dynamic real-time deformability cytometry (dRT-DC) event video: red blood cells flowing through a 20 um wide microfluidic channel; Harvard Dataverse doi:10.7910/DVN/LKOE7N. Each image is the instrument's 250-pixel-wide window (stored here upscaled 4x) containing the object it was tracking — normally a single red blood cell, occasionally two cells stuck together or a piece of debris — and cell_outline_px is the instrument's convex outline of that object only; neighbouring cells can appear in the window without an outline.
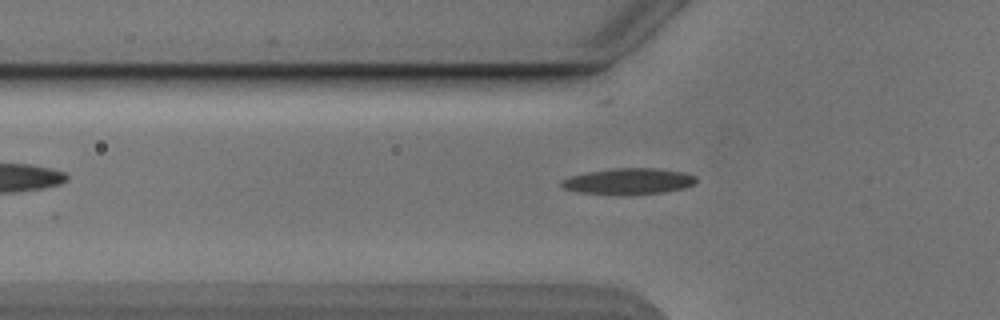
{"species": "Egyptian fruit bat (a non-hibernating species)", "species_latin": "Rousettus aegyptiacus", "temperature_condition": "cold", "stored_images_in_passage": 28, "camera_frame_rate_fps": 3000, "um_per_image_px": 0.085, "animal": {"sex": "male"}, "frame": {"image": 1, "passage_image": 11, "time_ms": 3.333, "image_size_px": [1000, 320], "cell_outline_px": [[696, 184], [684, 188], [664, 192], [628, 196], [616, 196], [580, 192], [564, 188], [560, 184], [560, 180], [572, 176], [588, 172], [612, 168], [656, 168], [684, 172], [696, 176]], "centroid_in_image_um": [53.45, 15.43], "position_along_channel_um": 72.3, "area_um2": 20.92}}
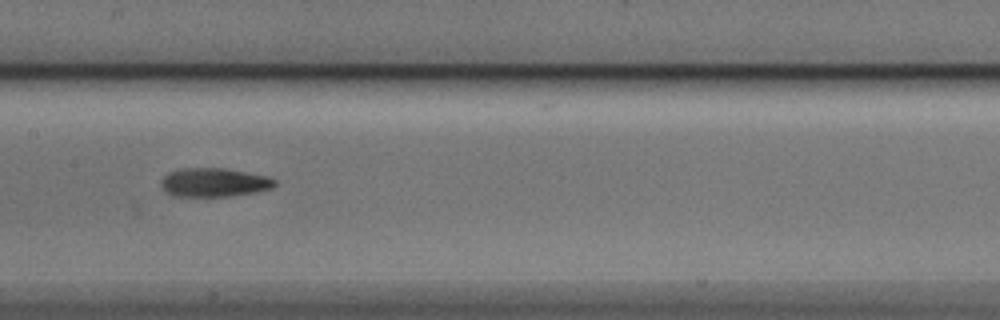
{"frame": {"image": 2, "passage_image": 20, "time_ms": 6.333, "image_size_px": [1000, 320], "cell_outline_px": [[276, 184], [272, 188], [256, 192], [228, 196], [172, 196], [160, 184], [160, 180], [168, 172], [180, 168], [224, 168], [268, 176], [276, 180]], "centroid_in_image_um": [18.19, 15.5], "position_along_channel_um": 189.2, "area_um2": 19.07}}
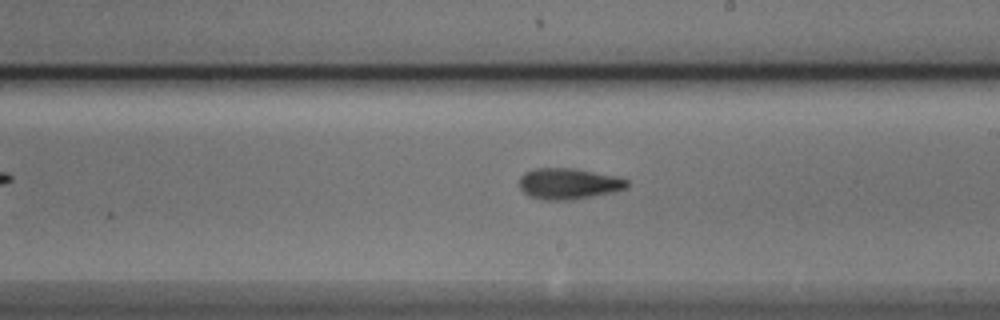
{"frame": {"image": 3, "passage_image": 24, "time_ms": 7.667, "image_size_px": [1000, 320], "cell_outline_px": [[628, 188], [616, 192], [596, 196], [572, 200], [544, 200], [528, 196], [520, 188], [520, 176], [524, 172], [536, 168], [572, 168], [620, 176], [628, 180]], "centroid_in_image_um": [48.38, 15.62], "position_along_channel_um": 240.6, "area_um2": 19.88}}